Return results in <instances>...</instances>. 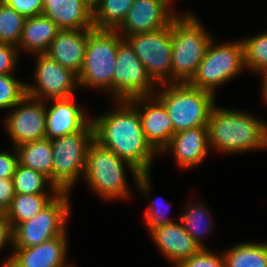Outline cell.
<instances>
[{
  "mask_svg": "<svg viewBox=\"0 0 267 267\" xmlns=\"http://www.w3.org/2000/svg\"><path fill=\"white\" fill-rule=\"evenodd\" d=\"M26 96V82L13 74H0V110H11Z\"/></svg>",
  "mask_w": 267,
  "mask_h": 267,
  "instance_id": "obj_31",
  "label": "cell"
},
{
  "mask_svg": "<svg viewBox=\"0 0 267 267\" xmlns=\"http://www.w3.org/2000/svg\"><path fill=\"white\" fill-rule=\"evenodd\" d=\"M114 102L111 110L91 117L94 140L128 162L139 174H150L159 153L146 140L139 112L130 101Z\"/></svg>",
  "mask_w": 267,
  "mask_h": 267,
  "instance_id": "obj_1",
  "label": "cell"
},
{
  "mask_svg": "<svg viewBox=\"0 0 267 267\" xmlns=\"http://www.w3.org/2000/svg\"><path fill=\"white\" fill-rule=\"evenodd\" d=\"M60 31L61 29L43 14L26 18L18 51L24 50L33 55L44 54Z\"/></svg>",
  "mask_w": 267,
  "mask_h": 267,
  "instance_id": "obj_22",
  "label": "cell"
},
{
  "mask_svg": "<svg viewBox=\"0 0 267 267\" xmlns=\"http://www.w3.org/2000/svg\"><path fill=\"white\" fill-rule=\"evenodd\" d=\"M12 178H0V213H5L14 197Z\"/></svg>",
  "mask_w": 267,
  "mask_h": 267,
  "instance_id": "obj_37",
  "label": "cell"
},
{
  "mask_svg": "<svg viewBox=\"0 0 267 267\" xmlns=\"http://www.w3.org/2000/svg\"><path fill=\"white\" fill-rule=\"evenodd\" d=\"M245 69L241 39L217 45L212 39L189 84L216 95L217 88L237 77Z\"/></svg>",
  "mask_w": 267,
  "mask_h": 267,
  "instance_id": "obj_8",
  "label": "cell"
},
{
  "mask_svg": "<svg viewBox=\"0 0 267 267\" xmlns=\"http://www.w3.org/2000/svg\"><path fill=\"white\" fill-rule=\"evenodd\" d=\"M123 39L116 30L93 28L89 32L85 58L78 75L79 87L108 91L113 99L117 49Z\"/></svg>",
  "mask_w": 267,
  "mask_h": 267,
  "instance_id": "obj_6",
  "label": "cell"
},
{
  "mask_svg": "<svg viewBox=\"0 0 267 267\" xmlns=\"http://www.w3.org/2000/svg\"><path fill=\"white\" fill-rule=\"evenodd\" d=\"M172 20V83H189L213 36L191 12Z\"/></svg>",
  "mask_w": 267,
  "mask_h": 267,
  "instance_id": "obj_4",
  "label": "cell"
},
{
  "mask_svg": "<svg viewBox=\"0 0 267 267\" xmlns=\"http://www.w3.org/2000/svg\"><path fill=\"white\" fill-rule=\"evenodd\" d=\"M58 194H15L9 209L5 212L12 229L32 219L41 212Z\"/></svg>",
  "mask_w": 267,
  "mask_h": 267,
  "instance_id": "obj_26",
  "label": "cell"
},
{
  "mask_svg": "<svg viewBox=\"0 0 267 267\" xmlns=\"http://www.w3.org/2000/svg\"><path fill=\"white\" fill-rule=\"evenodd\" d=\"M176 267H225V260L221 251L213 253L207 248L181 261Z\"/></svg>",
  "mask_w": 267,
  "mask_h": 267,
  "instance_id": "obj_33",
  "label": "cell"
},
{
  "mask_svg": "<svg viewBox=\"0 0 267 267\" xmlns=\"http://www.w3.org/2000/svg\"><path fill=\"white\" fill-rule=\"evenodd\" d=\"M71 192H60L41 212L13 228L12 248L39 245L67 232Z\"/></svg>",
  "mask_w": 267,
  "mask_h": 267,
  "instance_id": "obj_9",
  "label": "cell"
},
{
  "mask_svg": "<svg viewBox=\"0 0 267 267\" xmlns=\"http://www.w3.org/2000/svg\"><path fill=\"white\" fill-rule=\"evenodd\" d=\"M13 147L46 138V101L25 96L4 120Z\"/></svg>",
  "mask_w": 267,
  "mask_h": 267,
  "instance_id": "obj_13",
  "label": "cell"
},
{
  "mask_svg": "<svg viewBox=\"0 0 267 267\" xmlns=\"http://www.w3.org/2000/svg\"><path fill=\"white\" fill-rule=\"evenodd\" d=\"M172 6L168 0H135L116 31L125 38L167 27L178 15Z\"/></svg>",
  "mask_w": 267,
  "mask_h": 267,
  "instance_id": "obj_14",
  "label": "cell"
},
{
  "mask_svg": "<svg viewBox=\"0 0 267 267\" xmlns=\"http://www.w3.org/2000/svg\"><path fill=\"white\" fill-rule=\"evenodd\" d=\"M209 149L208 128L200 126L175 133L161 153H173L178 168L190 169L207 158Z\"/></svg>",
  "mask_w": 267,
  "mask_h": 267,
  "instance_id": "obj_17",
  "label": "cell"
},
{
  "mask_svg": "<svg viewBox=\"0 0 267 267\" xmlns=\"http://www.w3.org/2000/svg\"><path fill=\"white\" fill-rule=\"evenodd\" d=\"M186 208L177 218L185 230L191 235L201 249H207L204 244L205 235L212 232L213 220L211 213L203 202L188 201ZM210 232V233H209Z\"/></svg>",
  "mask_w": 267,
  "mask_h": 267,
  "instance_id": "obj_24",
  "label": "cell"
},
{
  "mask_svg": "<svg viewBox=\"0 0 267 267\" xmlns=\"http://www.w3.org/2000/svg\"><path fill=\"white\" fill-rule=\"evenodd\" d=\"M26 18L0 1V43L18 47Z\"/></svg>",
  "mask_w": 267,
  "mask_h": 267,
  "instance_id": "obj_30",
  "label": "cell"
},
{
  "mask_svg": "<svg viewBox=\"0 0 267 267\" xmlns=\"http://www.w3.org/2000/svg\"><path fill=\"white\" fill-rule=\"evenodd\" d=\"M19 59L17 47L0 43V74H14Z\"/></svg>",
  "mask_w": 267,
  "mask_h": 267,
  "instance_id": "obj_35",
  "label": "cell"
},
{
  "mask_svg": "<svg viewBox=\"0 0 267 267\" xmlns=\"http://www.w3.org/2000/svg\"><path fill=\"white\" fill-rule=\"evenodd\" d=\"M157 199H153L152 202L149 203V206L146 208L144 213V223L148 230L150 228L168 225L175 222L169 218V215H167L171 210L170 205L166 201H158Z\"/></svg>",
  "mask_w": 267,
  "mask_h": 267,
  "instance_id": "obj_32",
  "label": "cell"
},
{
  "mask_svg": "<svg viewBox=\"0 0 267 267\" xmlns=\"http://www.w3.org/2000/svg\"><path fill=\"white\" fill-rule=\"evenodd\" d=\"M157 86L136 56L133 47L123 39L117 49L113 75V101H129L137 97L153 96Z\"/></svg>",
  "mask_w": 267,
  "mask_h": 267,
  "instance_id": "obj_11",
  "label": "cell"
},
{
  "mask_svg": "<svg viewBox=\"0 0 267 267\" xmlns=\"http://www.w3.org/2000/svg\"><path fill=\"white\" fill-rule=\"evenodd\" d=\"M177 222L147 230L157 249L173 267L201 250L181 222Z\"/></svg>",
  "mask_w": 267,
  "mask_h": 267,
  "instance_id": "obj_18",
  "label": "cell"
},
{
  "mask_svg": "<svg viewBox=\"0 0 267 267\" xmlns=\"http://www.w3.org/2000/svg\"><path fill=\"white\" fill-rule=\"evenodd\" d=\"M66 232L39 245L12 248L2 267H67L68 237ZM67 261V262H66Z\"/></svg>",
  "mask_w": 267,
  "mask_h": 267,
  "instance_id": "obj_15",
  "label": "cell"
},
{
  "mask_svg": "<svg viewBox=\"0 0 267 267\" xmlns=\"http://www.w3.org/2000/svg\"><path fill=\"white\" fill-rule=\"evenodd\" d=\"M138 110L143 133L151 146L161 154L175 134L164 105L153 95L129 100Z\"/></svg>",
  "mask_w": 267,
  "mask_h": 267,
  "instance_id": "obj_16",
  "label": "cell"
},
{
  "mask_svg": "<svg viewBox=\"0 0 267 267\" xmlns=\"http://www.w3.org/2000/svg\"><path fill=\"white\" fill-rule=\"evenodd\" d=\"M135 0H96L93 4V27L116 30L126 18Z\"/></svg>",
  "mask_w": 267,
  "mask_h": 267,
  "instance_id": "obj_27",
  "label": "cell"
},
{
  "mask_svg": "<svg viewBox=\"0 0 267 267\" xmlns=\"http://www.w3.org/2000/svg\"><path fill=\"white\" fill-rule=\"evenodd\" d=\"M16 149L19 164L44 173L52 182V146L50 139L26 142L16 147Z\"/></svg>",
  "mask_w": 267,
  "mask_h": 267,
  "instance_id": "obj_23",
  "label": "cell"
},
{
  "mask_svg": "<svg viewBox=\"0 0 267 267\" xmlns=\"http://www.w3.org/2000/svg\"><path fill=\"white\" fill-rule=\"evenodd\" d=\"M251 114L215 104L207 123L211 150L232 155L267 149L266 120Z\"/></svg>",
  "mask_w": 267,
  "mask_h": 267,
  "instance_id": "obj_3",
  "label": "cell"
},
{
  "mask_svg": "<svg viewBox=\"0 0 267 267\" xmlns=\"http://www.w3.org/2000/svg\"><path fill=\"white\" fill-rule=\"evenodd\" d=\"M91 30H61L45 54L78 76L85 58L88 35Z\"/></svg>",
  "mask_w": 267,
  "mask_h": 267,
  "instance_id": "obj_21",
  "label": "cell"
},
{
  "mask_svg": "<svg viewBox=\"0 0 267 267\" xmlns=\"http://www.w3.org/2000/svg\"><path fill=\"white\" fill-rule=\"evenodd\" d=\"M13 229L5 213H0V252L7 244H13Z\"/></svg>",
  "mask_w": 267,
  "mask_h": 267,
  "instance_id": "obj_38",
  "label": "cell"
},
{
  "mask_svg": "<svg viewBox=\"0 0 267 267\" xmlns=\"http://www.w3.org/2000/svg\"><path fill=\"white\" fill-rule=\"evenodd\" d=\"M42 14L61 30L93 29V7L88 0H43Z\"/></svg>",
  "mask_w": 267,
  "mask_h": 267,
  "instance_id": "obj_20",
  "label": "cell"
},
{
  "mask_svg": "<svg viewBox=\"0 0 267 267\" xmlns=\"http://www.w3.org/2000/svg\"><path fill=\"white\" fill-rule=\"evenodd\" d=\"M222 253L225 267H267V242H241Z\"/></svg>",
  "mask_w": 267,
  "mask_h": 267,
  "instance_id": "obj_25",
  "label": "cell"
},
{
  "mask_svg": "<svg viewBox=\"0 0 267 267\" xmlns=\"http://www.w3.org/2000/svg\"><path fill=\"white\" fill-rule=\"evenodd\" d=\"M91 4H93L96 0H88Z\"/></svg>",
  "mask_w": 267,
  "mask_h": 267,
  "instance_id": "obj_40",
  "label": "cell"
},
{
  "mask_svg": "<svg viewBox=\"0 0 267 267\" xmlns=\"http://www.w3.org/2000/svg\"><path fill=\"white\" fill-rule=\"evenodd\" d=\"M50 99L46 105V138L55 139L80 131L90 120L73 98Z\"/></svg>",
  "mask_w": 267,
  "mask_h": 267,
  "instance_id": "obj_19",
  "label": "cell"
},
{
  "mask_svg": "<svg viewBox=\"0 0 267 267\" xmlns=\"http://www.w3.org/2000/svg\"><path fill=\"white\" fill-rule=\"evenodd\" d=\"M6 5L10 6L17 13L30 18L33 16L42 15L43 0H0Z\"/></svg>",
  "mask_w": 267,
  "mask_h": 267,
  "instance_id": "obj_34",
  "label": "cell"
},
{
  "mask_svg": "<svg viewBox=\"0 0 267 267\" xmlns=\"http://www.w3.org/2000/svg\"><path fill=\"white\" fill-rule=\"evenodd\" d=\"M126 166L139 192L149 197L152 192L150 174H139L128 162L95 140L88 148L83 177L90 189L104 200H126L130 196Z\"/></svg>",
  "mask_w": 267,
  "mask_h": 267,
  "instance_id": "obj_2",
  "label": "cell"
},
{
  "mask_svg": "<svg viewBox=\"0 0 267 267\" xmlns=\"http://www.w3.org/2000/svg\"><path fill=\"white\" fill-rule=\"evenodd\" d=\"M12 179L15 194H59L61 192L44 173L24 167L19 163ZM46 187L48 191L45 190Z\"/></svg>",
  "mask_w": 267,
  "mask_h": 267,
  "instance_id": "obj_28",
  "label": "cell"
},
{
  "mask_svg": "<svg viewBox=\"0 0 267 267\" xmlns=\"http://www.w3.org/2000/svg\"><path fill=\"white\" fill-rule=\"evenodd\" d=\"M243 43L245 68L256 74L267 69V32L244 38Z\"/></svg>",
  "mask_w": 267,
  "mask_h": 267,
  "instance_id": "obj_29",
  "label": "cell"
},
{
  "mask_svg": "<svg viewBox=\"0 0 267 267\" xmlns=\"http://www.w3.org/2000/svg\"><path fill=\"white\" fill-rule=\"evenodd\" d=\"M261 76L263 78L261 95L263 97L262 99L265 101V103H267V69L263 73H261Z\"/></svg>",
  "mask_w": 267,
  "mask_h": 267,
  "instance_id": "obj_39",
  "label": "cell"
},
{
  "mask_svg": "<svg viewBox=\"0 0 267 267\" xmlns=\"http://www.w3.org/2000/svg\"><path fill=\"white\" fill-rule=\"evenodd\" d=\"M157 89L154 96L164 105L175 133L207 126L216 103L214 94L189 83L159 84Z\"/></svg>",
  "mask_w": 267,
  "mask_h": 267,
  "instance_id": "obj_5",
  "label": "cell"
},
{
  "mask_svg": "<svg viewBox=\"0 0 267 267\" xmlns=\"http://www.w3.org/2000/svg\"><path fill=\"white\" fill-rule=\"evenodd\" d=\"M171 4L173 3V1H176V0H168Z\"/></svg>",
  "mask_w": 267,
  "mask_h": 267,
  "instance_id": "obj_41",
  "label": "cell"
},
{
  "mask_svg": "<svg viewBox=\"0 0 267 267\" xmlns=\"http://www.w3.org/2000/svg\"><path fill=\"white\" fill-rule=\"evenodd\" d=\"M14 153L0 152V178H12L18 162L17 149L13 147Z\"/></svg>",
  "mask_w": 267,
  "mask_h": 267,
  "instance_id": "obj_36",
  "label": "cell"
},
{
  "mask_svg": "<svg viewBox=\"0 0 267 267\" xmlns=\"http://www.w3.org/2000/svg\"><path fill=\"white\" fill-rule=\"evenodd\" d=\"M34 84L26 83V96L48 101L50 99H67L74 95L79 87L78 76L61 66L48 55L35 54Z\"/></svg>",
  "mask_w": 267,
  "mask_h": 267,
  "instance_id": "obj_12",
  "label": "cell"
},
{
  "mask_svg": "<svg viewBox=\"0 0 267 267\" xmlns=\"http://www.w3.org/2000/svg\"><path fill=\"white\" fill-rule=\"evenodd\" d=\"M93 141L91 120L80 131L51 140L52 183L61 192H71L77 179L84 176L88 148Z\"/></svg>",
  "mask_w": 267,
  "mask_h": 267,
  "instance_id": "obj_7",
  "label": "cell"
},
{
  "mask_svg": "<svg viewBox=\"0 0 267 267\" xmlns=\"http://www.w3.org/2000/svg\"><path fill=\"white\" fill-rule=\"evenodd\" d=\"M124 39L157 85L172 83V23L156 31L127 35Z\"/></svg>",
  "mask_w": 267,
  "mask_h": 267,
  "instance_id": "obj_10",
  "label": "cell"
}]
</instances>
